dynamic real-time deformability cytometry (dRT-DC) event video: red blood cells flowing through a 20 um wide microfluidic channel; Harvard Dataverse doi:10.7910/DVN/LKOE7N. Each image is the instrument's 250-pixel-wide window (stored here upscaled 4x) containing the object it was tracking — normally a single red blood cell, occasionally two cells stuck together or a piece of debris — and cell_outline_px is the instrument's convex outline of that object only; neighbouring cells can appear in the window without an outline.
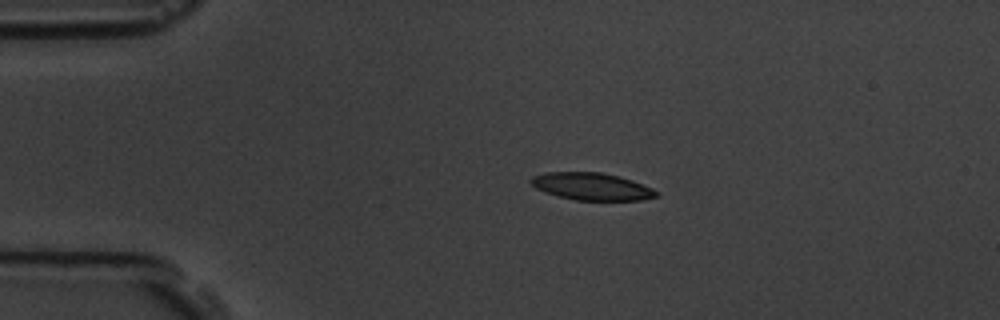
{"species": "common noctule bat (a hibernating species)", "species_latin": "Nyctalus noctula", "temperature_condition": "room temperature", "stored_images_in_passage": 3, "camera_frame_rate_fps": 3000, "um_per_image_px": 0.085, "animal": {"sex": "male", "body_mass_g": 19.5, "forearm_length_mm": 54.6}, "frame": {"image": 1, "passage_image": 1, "time_ms": 0.0, "image_size_px": [1000, 320], "cell_outline_px": [[660, 196], [640, 200], [576, 200], [544, 192], [536, 188], [528, 180], [532, 176], [544, 172], [600, 172], [620, 176], [632, 180], [652, 188], [660, 192]], "centroid_in_image_um": [50.31, 15.84], "position_along_channel_um": 34.7, "area_um2": 20.06}}